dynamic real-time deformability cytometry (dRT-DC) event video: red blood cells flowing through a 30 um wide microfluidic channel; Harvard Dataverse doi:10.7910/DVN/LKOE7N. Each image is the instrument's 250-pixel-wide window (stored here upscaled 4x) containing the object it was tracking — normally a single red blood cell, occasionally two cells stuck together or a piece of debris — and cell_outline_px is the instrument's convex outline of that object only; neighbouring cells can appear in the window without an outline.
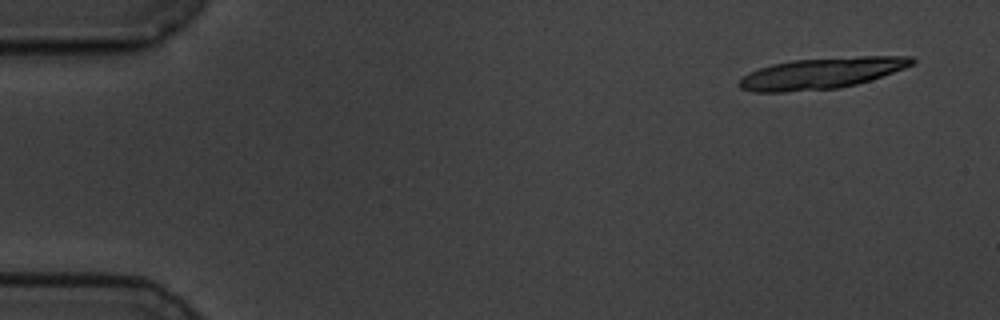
{"species": "common noctule bat (a hibernating species)", "species_latin": "Nyctalus noctula", "temperature_condition": "cold", "stored_images_in_passage": 16, "camera_frame_rate_fps": 3000, "um_per_image_px": 0.085, "animal": {"sex": "male", "body_mass_g": 19.5, "forearm_length_mm": 54.6}, "frame": {"image": 1, "passage_image": 1, "time_ms": 0.0, "image_size_px": [1000, 320], "cell_outline_px": [[916, 64], [856, 84], [840, 88], [784, 92], [752, 92], [740, 88], [736, 84], [744, 76], [760, 68], [772, 64], [792, 60], [860, 56], [912, 56], [916, 60]], "centroid_in_image_um": [69.83, 6.22], "position_along_channel_um": 15.2, "area_um2": 31.15}}